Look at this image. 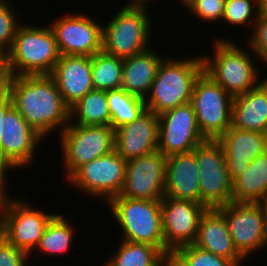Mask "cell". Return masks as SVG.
<instances>
[{
    "label": "cell",
    "instance_id": "cell-1",
    "mask_svg": "<svg viewBox=\"0 0 267 266\" xmlns=\"http://www.w3.org/2000/svg\"><path fill=\"white\" fill-rule=\"evenodd\" d=\"M5 91L14 108L44 139L55 129L62 132L70 122V108L49 75L10 76Z\"/></svg>",
    "mask_w": 267,
    "mask_h": 266
},
{
    "label": "cell",
    "instance_id": "cell-2",
    "mask_svg": "<svg viewBox=\"0 0 267 266\" xmlns=\"http://www.w3.org/2000/svg\"><path fill=\"white\" fill-rule=\"evenodd\" d=\"M213 42L214 53L202 54L203 72L232 97L246 93L263 81L264 78H260L263 70L254 66V58L258 60L256 54L251 56L233 40L218 38Z\"/></svg>",
    "mask_w": 267,
    "mask_h": 266
},
{
    "label": "cell",
    "instance_id": "cell-3",
    "mask_svg": "<svg viewBox=\"0 0 267 266\" xmlns=\"http://www.w3.org/2000/svg\"><path fill=\"white\" fill-rule=\"evenodd\" d=\"M19 21L7 53L10 76L50 75L61 57L52 29L49 25L37 27Z\"/></svg>",
    "mask_w": 267,
    "mask_h": 266
},
{
    "label": "cell",
    "instance_id": "cell-4",
    "mask_svg": "<svg viewBox=\"0 0 267 266\" xmlns=\"http://www.w3.org/2000/svg\"><path fill=\"white\" fill-rule=\"evenodd\" d=\"M178 60L165 57L152 83L148 96L144 99L147 110L160 115L191 102L193 86L203 72L202 55Z\"/></svg>",
    "mask_w": 267,
    "mask_h": 266
},
{
    "label": "cell",
    "instance_id": "cell-5",
    "mask_svg": "<svg viewBox=\"0 0 267 266\" xmlns=\"http://www.w3.org/2000/svg\"><path fill=\"white\" fill-rule=\"evenodd\" d=\"M107 204L122 229L121 239L149 244L164 253L161 200L129 199L118 195Z\"/></svg>",
    "mask_w": 267,
    "mask_h": 266
},
{
    "label": "cell",
    "instance_id": "cell-6",
    "mask_svg": "<svg viewBox=\"0 0 267 266\" xmlns=\"http://www.w3.org/2000/svg\"><path fill=\"white\" fill-rule=\"evenodd\" d=\"M116 13L103 26L102 51L124 59L150 48L153 24L147 7L124 6Z\"/></svg>",
    "mask_w": 267,
    "mask_h": 266
},
{
    "label": "cell",
    "instance_id": "cell-7",
    "mask_svg": "<svg viewBox=\"0 0 267 266\" xmlns=\"http://www.w3.org/2000/svg\"><path fill=\"white\" fill-rule=\"evenodd\" d=\"M59 136L66 179L82 165L115 149V130L111 125L69 122Z\"/></svg>",
    "mask_w": 267,
    "mask_h": 266
},
{
    "label": "cell",
    "instance_id": "cell-8",
    "mask_svg": "<svg viewBox=\"0 0 267 266\" xmlns=\"http://www.w3.org/2000/svg\"><path fill=\"white\" fill-rule=\"evenodd\" d=\"M233 97L204 72L196 79L191 104L205 139L217 140L231 127Z\"/></svg>",
    "mask_w": 267,
    "mask_h": 266
},
{
    "label": "cell",
    "instance_id": "cell-9",
    "mask_svg": "<svg viewBox=\"0 0 267 266\" xmlns=\"http://www.w3.org/2000/svg\"><path fill=\"white\" fill-rule=\"evenodd\" d=\"M194 154L199 170L201 204L213 209L232 202V180L222 145L217 140L206 139L196 146Z\"/></svg>",
    "mask_w": 267,
    "mask_h": 266
},
{
    "label": "cell",
    "instance_id": "cell-10",
    "mask_svg": "<svg viewBox=\"0 0 267 266\" xmlns=\"http://www.w3.org/2000/svg\"><path fill=\"white\" fill-rule=\"evenodd\" d=\"M127 160L113 151L79 167L68 181L75 189L94 197H103L106 204L120 195L126 173Z\"/></svg>",
    "mask_w": 267,
    "mask_h": 266
},
{
    "label": "cell",
    "instance_id": "cell-11",
    "mask_svg": "<svg viewBox=\"0 0 267 266\" xmlns=\"http://www.w3.org/2000/svg\"><path fill=\"white\" fill-rule=\"evenodd\" d=\"M0 217V235L11 245L21 249L31 257L38 246L47 224L56 215L36 210L17 198Z\"/></svg>",
    "mask_w": 267,
    "mask_h": 266
},
{
    "label": "cell",
    "instance_id": "cell-12",
    "mask_svg": "<svg viewBox=\"0 0 267 266\" xmlns=\"http://www.w3.org/2000/svg\"><path fill=\"white\" fill-rule=\"evenodd\" d=\"M217 209L226 219L234 247L245 260L263 249L265 203L230 202Z\"/></svg>",
    "mask_w": 267,
    "mask_h": 266
},
{
    "label": "cell",
    "instance_id": "cell-13",
    "mask_svg": "<svg viewBox=\"0 0 267 266\" xmlns=\"http://www.w3.org/2000/svg\"><path fill=\"white\" fill-rule=\"evenodd\" d=\"M61 55L92 57L102 51L103 25L84 13L59 17L51 22Z\"/></svg>",
    "mask_w": 267,
    "mask_h": 266
},
{
    "label": "cell",
    "instance_id": "cell-14",
    "mask_svg": "<svg viewBox=\"0 0 267 266\" xmlns=\"http://www.w3.org/2000/svg\"><path fill=\"white\" fill-rule=\"evenodd\" d=\"M205 140L191 103L159 115L158 151L164 156L193 151Z\"/></svg>",
    "mask_w": 267,
    "mask_h": 266
},
{
    "label": "cell",
    "instance_id": "cell-15",
    "mask_svg": "<svg viewBox=\"0 0 267 266\" xmlns=\"http://www.w3.org/2000/svg\"><path fill=\"white\" fill-rule=\"evenodd\" d=\"M206 207L192 200L161 199L164 253L195 242Z\"/></svg>",
    "mask_w": 267,
    "mask_h": 266
},
{
    "label": "cell",
    "instance_id": "cell-16",
    "mask_svg": "<svg viewBox=\"0 0 267 266\" xmlns=\"http://www.w3.org/2000/svg\"><path fill=\"white\" fill-rule=\"evenodd\" d=\"M167 156L160 151L127 160L120 196L129 199L161 200L164 197Z\"/></svg>",
    "mask_w": 267,
    "mask_h": 266
},
{
    "label": "cell",
    "instance_id": "cell-17",
    "mask_svg": "<svg viewBox=\"0 0 267 266\" xmlns=\"http://www.w3.org/2000/svg\"><path fill=\"white\" fill-rule=\"evenodd\" d=\"M43 140L45 139L12 106L2 117L0 163L17 169L30 166L35 160V150Z\"/></svg>",
    "mask_w": 267,
    "mask_h": 266
},
{
    "label": "cell",
    "instance_id": "cell-18",
    "mask_svg": "<svg viewBox=\"0 0 267 266\" xmlns=\"http://www.w3.org/2000/svg\"><path fill=\"white\" fill-rule=\"evenodd\" d=\"M159 115L145 109L132 123L115 130V150L125 160L158 150Z\"/></svg>",
    "mask_w": 267,
    "mask_h": 266
},
{
    "label": "cell",
    "instance_id": "cell-19",
    "mask_svg": "<svg viewBox=\"0 0 267 266\" xmlns=\"http://www.w3.org/2000/svg\"><path fill=\"white\" fill-rule=\"evenodd\" d=\"M49 76L69 108L94 90L89 56L61 55Z\"/></svg>",
    "mask_w": 267,
    "mask_h": 266
},
{
    "label": "cell",
    "instance_id": "cell-20",
    "mask_svg": "<svg viewBox=\"0 0 267 266\" xmlns=\"http://www.w3.org/2000/svg\"><path fill=\"white\" fill-rule=\"evenodd\" d=\"M217 141L222 145L231 180L244 172L250 162L267 151V134L229 127Z\"/></svg>",
    "mask_w": 267,
    "mask_h": 266
},
{
    "label": "cell",
    "instance_id": "cell-21",
    "mask_svg": "<svg viewBox=\"0 0 267 266\" xmlns=\"http://www.w3.org/2000/svg\"><path fill=\"white\" fill-rule=\"evenodd\" d=\"M198 175L194 150L167 156L164 197L201 204Z\"/></svg>",
    "mask_w": 267,
    "mask_h": 266
},
{
    "label": "cell",
    "instance_id": "cell-22",
    "mask_svg": "<svg viewBox=\"0 0 267 266\" xmlns=\"http://www.w3.org/2000/svg\"><path fill=\"white\" fill-rule=\"evenodd\" d=\"M198 248L234 261L238 266L246 261L234 247L224 215L217 209L202 214L193 243Z\"/></svg>",
    "mask_w": 267,
    "mask_h": 266
},
{
    "label": "cell",
    "instance_id": "cell-23",
    "mask_svg": "<svg viewBox=\"0 0 267 266\" xmlns=\"http://www.w3.org/2000/svg\"><path fill=\"white\" fill-rule=\"evenodd\" d=\"M231 126L267 134V84L264 80L246 93L233 97Z\"/></svg>",
    "mask_w": 267,
    "mask_h": 266
},
{
    "label": "cell",
    "instance_id": "cell-24",
    "mask_svg": "<svg viewBox=\"0 0 267 266\" xmlns=\"http://www.w3.org/2000/svg\"><path fill=\"white\" fill-rule=\"evenodd\" d=\"M165 57L150 47L141 53L124 58L121 88L132 95L145 99Z\"/></svg>",
    "mask_w": 267,
    "mask_h": 266
},
{
    "label": "cell",
    "instance_id": "cell-25",
    "mask_svg": "<svg viewBox=\"0 0 267 266\" xmlns=\"http://www.w3.org/2000/svg\"><path fill=\"white\" fill-rule=\"evenodd\" d=\"M232 202L267 203V151L232 180Z\"/></svg>",
    "mask_w": 267,
    "mask_h": 266
},
{
    "label": "cell",
    "instance_id": "cell-26",
    "mask_svg": "<svg viewBox=\"0 0 267 266\" xmlns=\"http://www.w3.org/2000/svg\"><path fill=\"white\" fill-rule=\"evenodd\" d=\"M107 91L92 90L70 108L75 125H110Z\"/></svg>",
    "mask_w": 267,
    "mask_h": 266
},
{
    "label": "cell",
    "instance_id": "cell-27",
    "mask_svg": "<svg viewBox=\"0 0 267 266\" xmlns=\"http://www.w3.org/2000/svg\"><path fill=\"white\" fill-rule=\"evenodd\" d=\"M121 241L115 255L103 263L104 266H160L163 253L157 247L123 239Z\"/></svg>",
    "mask_w": 267,
    "mask_h": 266
},
{
    "label": "cell",
    "instance_id": "cell-28",
    "mask_svg": "<svg viewBox=\"0 0 267 266\" xmlns=\"http://www.w3.org/2000/svg\"><path fill=\"white\" fill-rule=\"evenodd\" d=\"M76 230L65 215L56 214L47 224L38 246L35 248L46 255L69 252Z\"/></svg>",
    "mask_w": 267,
    "mask_h": 266
},
{
    "label": "cell",
    "instance_id": "cell-29",
    "mask_svg": "<svg viewBox=\"0 0 267 266\" xmlns=\"http://www.w3.org/2000/svg\"><path fill=\"white\" fill-rule=\"evenodd\" d=\"M110 125L114 130L132 123L146 109L144 99L126 92L122 88L107 91Z\"/></svg>",
    "mask_w": 267,
    "mask_h": 266
},
{
    "label": "cell",
    "instance_id": "cell-30",
    "mask_svg": "<svg viewBox=\"0 0 267 266\" xmlns=\"http://www.w3.org/2000/svg\"><path fill=\"white\" fill-rule=\"evenodd\" d=\"M123 59L101 51L91 57L94 90L109 91L121 88Z\"/></svg>",
    "mask_w": 267,
    "mask_h": 266
},
{
    "label": "cell",
    "instance_id": "cell-31",
    "mask_svg": "<svg viewBox=\"0 0 267 266\" xmlns=\"http://www.w3.org/2000/svg\"><path fill=\"white\" fill-rule=\"evenodd\" d=\"M256 3V4H255ZM255 15V16H254ZM259 16L258 0H225L222 20L229 25L251 26Z\"/></svg>",
    "mask_w": 267,
    "mask_h": 266
},
{
    "label": "cell",
    "instance_id": "cell-32",
    "mask_svg": "<svg viewBox=\"0 0 267 266\" xmlns=\"http://www.w3.org/2000/svg\"><path fill=\"white\" fill-rule=\"evenodd\" d=\"M174 252L187 266H238L234 261L202 250L194 244L179 247Z\"/></svg>",
    "mask_w": 267,
    "mask_h": 266
},
{
    "label": "cell",
    "instance_id": "cell-33",
    "mask_svg": "<svg viewBox=\"0 0 267 266\" xmlns=\"http://www.w3.org/2000/svg\"><path fill=\"white\" fill-rule=\"evenodd\" d=\"M8 2V0H0V50L5 53L10 51L16 30L20 26V22L17 21L18 14L13 10L15 5L11 3L12 1Z\"/></svg>",
    "mask_w": 267,
    "mask_h": 266
},
{
    "label": "cell",
    "instance_id": "cell-34",
    "mask_svg": "<svg viewBox=\"0 0 267 266\" xmlns=\"http://www.w3.org/2000/svg\"><path fill=\"white\" fill-rule=\"evenodd\" d=\"M224 4L225 0H188L182 6L201 21L222 23Z\"/></svg>",
    "mask_w": 267,
    "mask_h": 266
},
{
    "label": "cell",
    "instance_id": "cell-35",
    "mask_svg": "<svg viewBox=\"0 0 267 266\" xmlns=\"http://www.w3.org/2000/svg\"><path fill=\"white\" fill-rule=\"evenodd\" d=\"M253 33L249 38V48L252 54H256L259 60L267 66V18L263 16H258L253 29Z\"/></svg>",
    "mask_w": 267,
    "mask_h": 266
},
{
    "label": "cell",
    "instance_id": "cell-36",
    "mask_svg": "<svg viewBox=\"0 0 267 266\" xmlns=\"http://www.w3.org/2000/svg\"><path fill=\"white\" fill-rule=\"evenodd\" d=\"M28 260L27 253L9 244L0 235V266H29Z\"/></svg>",
    "mask_w": 267,
    "mask_h": 266
},
{
    "label": "cell",
    "instance_id": "cell-37",
    "mask_svg": "<svg viewBox=\"0 0 267 266\" xmlns=\"http://www.w3.org/2000/svg\"><path fill=\"white\" fill-rule=\"evenodd\" d=\"M16 169L13 166H10L5 163H0V217L8 210V208L11 206V203L15 200V198H11L7 195L6 191V174L8 170Z\"/></svg>",
    "mask_w": 267,
    "mask_h": 266
},
{
    "label": "cell",
    "instance_id": "cell-38",
    "mask_svg": "<svg viewBox=\"0 0 267 266\" xmlns=\"http://www.w3.org/2000/svg\"><path fill=\"white\" fill-rule=\"evenodd\" d=\"M10 74L7 66V53L0 50V92L6 90L8 85Z\"/></svg>",
    "mask_w": 267,
    "mask_h": 266
},
{
    "label": "cell",
    "instance_id": "cell-39",
    "mask_svg": "<svg viewBox=\"0 0 267 266\" xmlns=\"http://www.w3.org/2000/svg\"><path fill=\"white\" fill-rule=\"evenodd\" d=\"M160 266H187V264L175 252H167L162 254Z\"/></svg>",
    "mask_w": 267,
    "mask_h": 266
},
{
    "label": "cell",
    "instance_id": "cell-40",
    "mask_svg": "<svg viewBox=\"0 0 267 266\" xmlns=\"http://www.w3.org/2000/svg\"><path fill=\"white\" fill-rule=\"evenodd\" d=\"M12 106V100L6 91L0 92V139L2 136V117Z\"/></svg>",
    "mask_w": 267,
    "mask_h": 266
},
{
    "label": "cell",
    "instance_id": "cell-41",
    "mask_svg": "<svg viewBox=\"0 0 267 266\" xmlns=\"http://www.w3.org/2000/svg\"><path fill=\"white\" fill-rule=\"evenodd\" d=\"M130 1V0H129ZM150 0H131L130 3H126L124 6H133V7H147Z\"/></svg>",
    "mask_w": 267,
    "mask_h": 266
},
{
    "label": "cell",
    "instance_id": "cell-42",
    "mask_svg": "<svg viewBox=\"0 0 267 266\" xmlns=\"http://www.w3.org/2000/svg\"><path fill=\"white\" fill-rule=\"evenodd\" d=\"M259 16L267 18V0H258Z\"/></svg>",
    "mask_w": 267,
    "mask_h": 266
},
{
    "label": "cell",
    "instance_id": "cell-43",
    "mask_svg": "<svg viewBox=\"0 0 267 266\" xmlns=\"http://www.w3.org/2000/svg\"><path fill=\"white\" fill-rule=\"evenodd\" d=\"M264 237H263V249L267 248V203H265V217H264Z\"/></svg>",
    "mask_w": 267,
    "mask_h": 266
},
{
    "label": "cell",
    "instance_id": "cell-44",
    "mask_svg": "<svg viewBox=\"0 0 267 266\" xmlns=\"http://www.w3.org/2000/svg\"><path fill=\"white\" fill-rule=\"evenodd\" d=\"M179 1V0H178ZM186 1H188V0H180L179 2H181V4L183 3H185Z\"/></svg>",
    "mask_w": 267,
    "mask_h": 266
},
{
    "label": "cell",
    "instance_id": "cell-45",
    "mask_svg": "<svg viewBox=\"0 0 267 266\" xmlns=\"http://www.w3.org/2000/svg\"><path fill=\"white\" fill-rule=\"evenodd\" d=\"M264 79V82L267 84V76L266 77H263Z\"/></svg>",
    "mask_w": 267,
    "mask_h": 266
}]
</instances>
